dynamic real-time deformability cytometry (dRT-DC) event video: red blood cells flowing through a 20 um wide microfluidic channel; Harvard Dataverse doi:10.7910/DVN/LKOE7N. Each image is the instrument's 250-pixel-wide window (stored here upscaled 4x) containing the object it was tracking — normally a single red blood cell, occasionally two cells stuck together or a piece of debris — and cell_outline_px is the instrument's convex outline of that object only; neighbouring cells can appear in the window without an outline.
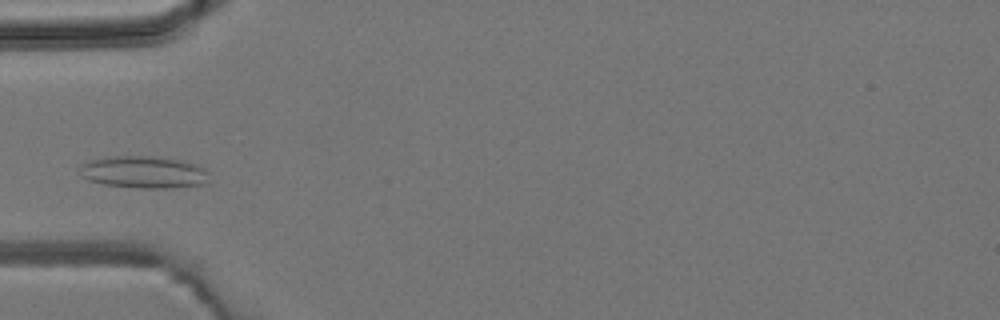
{"species": "common noctule bat (a hibernating species)", "species_latin": "Nyctalus noctula", "temperature_condition": "room temperature", "stored_images_in_passage": 3, "camera_frame_rate_fps": 3000, "um_per_image_px": 0.085, "animal": {"sex": "male", "body_mass_g": 19.2, "forearm_length_mm": 51.8}, "frame": {"image": 1, "passage_image": 3, "time_ms": 3.0, "image_size_px": [1000, 320], "cell_outline_px": [[208, 184], [164, 188], [136, 188], [104, 184], [88, 180], [80, 176], [80, 164], [92, 160], [116, 156], [160, 156], [184, 160], [196, 164], [204, 168], [208, 172]], "centroid_in_image_um": [12.25, 14.63], "position_along_channel_um": 72.7, "area_um2": 24.51}}